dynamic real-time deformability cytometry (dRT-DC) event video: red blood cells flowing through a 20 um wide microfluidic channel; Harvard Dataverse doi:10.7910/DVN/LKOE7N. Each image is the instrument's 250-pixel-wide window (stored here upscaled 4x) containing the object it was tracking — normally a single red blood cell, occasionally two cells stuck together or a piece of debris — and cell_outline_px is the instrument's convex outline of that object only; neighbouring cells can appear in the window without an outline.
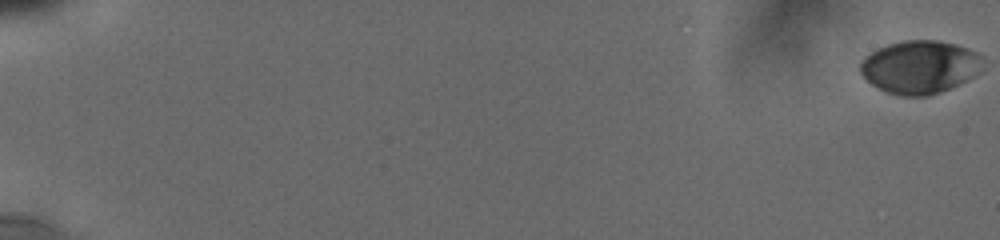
{"species": "human", "species_latin": "Homo sapiens", "temperature_condition": "cold", "stored_images_in_passage": 35, "camera_frame_rate_fps": 3000, "um_per_image_px": 0.085, "donor": {"sex": "male"}, "frame": {"image": 1, "passage_image": 1, "time_ms": 0.0, "image_size_px": [1000, 240], "cell_outline_px": [[980, 72], [968, 80], [960, 84], [940, 92], [928, 96], [900, 96], [884, 92], [876, 88], [860, 72], [860, 64], [872, 52], [888, 44], [904, 40], [936, 40], [956, 44], [976, 52], [980, 56]], "centroid_in_image_um": [78.18, 5.71], "position_along_channel_um": 6.8, "area_um2": 37.69}}
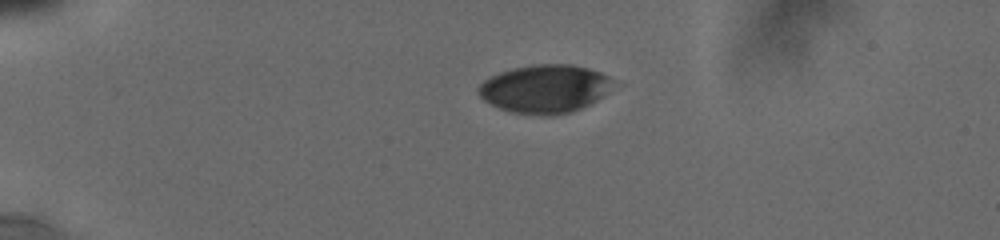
{"frame": {"image": 2, "passage_image": 23, "time_ms": 5.0, "image_size_px": [1000, 240], "cell_outline_px": [[624, 84], [596, 100], [572, 112], [552, 116], [540, 116], [512, 112], [500, 108], [484, 100], [476, 92], [480, 84], [484, 80], [500, 72], [512, 68], [532, 64], [572, 64], [588, 68], [600, 72]], "centroid_in_image_um": [46.41, 7.54], "position_along_channel_um": 38.6, "area_um2": 38.67}}